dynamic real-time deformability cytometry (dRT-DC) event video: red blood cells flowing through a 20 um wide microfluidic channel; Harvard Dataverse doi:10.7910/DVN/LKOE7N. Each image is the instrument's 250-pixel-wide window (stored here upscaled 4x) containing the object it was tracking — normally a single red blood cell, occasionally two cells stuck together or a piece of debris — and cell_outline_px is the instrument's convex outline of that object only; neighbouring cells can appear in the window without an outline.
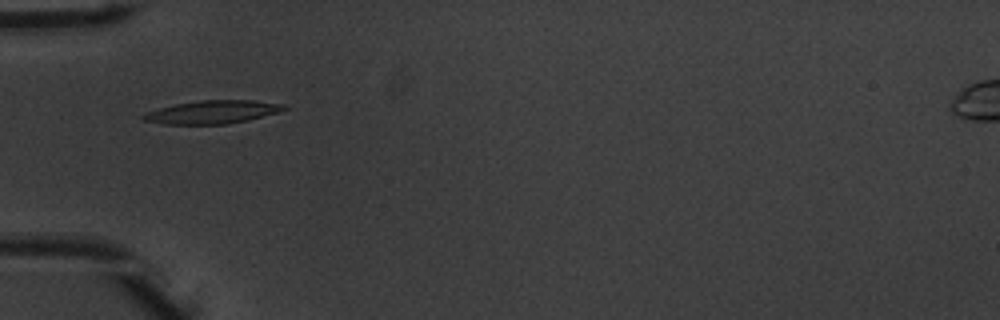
{"species": "common noctule bat (a hibernating species)", "species_latin": "Nyctalus noctula", "temperature_condition": "warm", "stored_images_in_passage": 31, "camera_frame_rate_fps": 3000, "um_per_image_px": 0.085, "animal": {"sex": "male", "body_mass_g": 20.1, "forearm_length_mm": 53.5}, "frame": {"image": 1, "passage_image": 2, "time_ms": 0.333, "image_size_px": [1000, 320], "cell_outline_px": [[288, 108], [276, 112], [248, 120], [228, 124], [164, 124], [144, 120], [140, 116], [144, 112], [176, 104], [200, 100], [252, 100], [284, 104]], "centroid_in_image_um": [18.02, 9.52], "position_along_channel_um": 67.0, "area_um2": 18.84}}
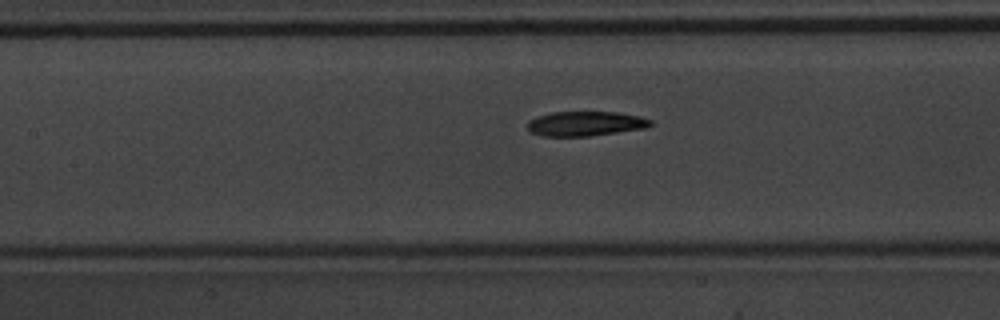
{"frame": {"image": 2, "passage_image": 9, "time_ms": 2.667, "image_size_px": [1000, 320], "cell_outline_px": [[656, 124], [648, 128], [592, 136], [544, 136], [532, 132], [528, 128], [528, 120], [536, 116], [552, 112], [620, 112], [640, 116], [652, 120]], "centroid_in_image_um": [49.85, 10.51], "position_along_channel_um": 157.6, "area_um2": 17.98}}
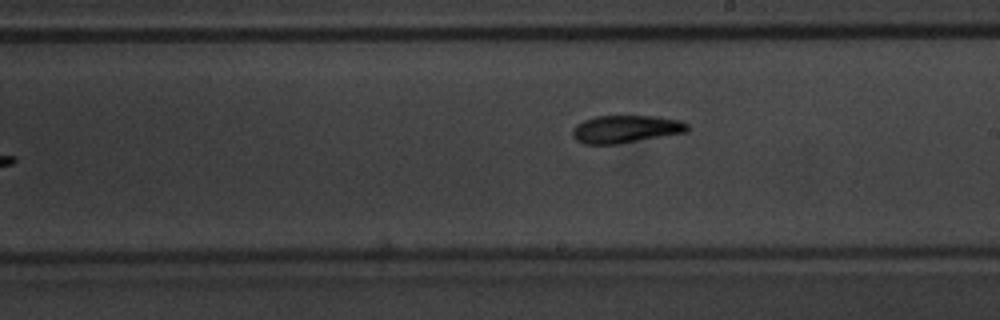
{"frame": {"image": 3, "passage_image": 15, "time_ms": 4.667, "image_size_px": [1000, 320], "cell_outline_px": [[688, 132], [616, 144], [584, 144], [576, 140], [572, 136], [572, 128], [576, 124], [584, 120], [596, 116], [656, 116], [680, 120], [688, 124]], "centroid_in_image_um": [53.17, 10.97], "position_along_channel_um": 235.8, "area_um2": 18.55}, "authors_computed_cell_mechanics": {"area_um2": 18.4382, "velocity_mm_per_s": 3.9183, "shape_relaxation_time_tau1_ms": 2.8906, "shape_relaxation_time_tau2_ms": 3.7493, "deformation_change_tau1": 0.1643, "deformation_change_tau2": 0.1085}}